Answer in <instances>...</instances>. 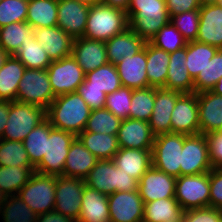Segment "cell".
<instances>
[{
  "label": "cell",
  "instance_id": "cell-1",
  "mask_svg": "<svg viewBox=\"0 0 222 222\" xmlns=\"http://www.w3.org/2000/svg\"><path fill=\"white\" fill-rule=\"evenodd\" d=\"M91 108L77 93L56 96L47 109V119L53 128L74 133L83 132Z\"/></svg>",
  "mask_w": 222,
  "mask_h": 222
},
{
  "label": "cell",
  "instance_id": "cell-2",
  "mask_svg": "<svg viewBox=\"0 0 222 222\" xmlns=\"http://www.w3.org/2000/svg\"><path fill=\"white\" fill-rule=\"evenodd\" d=\"M126 13L129 28L146 42L170 22L165 0H131Z\"/></svg>",
  "mask_w": 222,
  "mask_h": 222
},
{
  "label": "cell",
  "instance_id": "cell-3",
  "mask_svg": "<svg viewBox=\"0 0 222 222\" xmlns=\"http://www.w3.org/2000/svg\"><path fill=\"white\" fill-rule=\"evenodd\" d=\"M128 27L129 19L125 11L101 2L90 6L83 37L105 42Z\"/></svg>",
  "mask_w": 222,
  "mask_h": 222
},
{
  "label": "cell",
  "instance_id": "cell-4",
  "mask_svg": "<svg viewBox=\"0 0 222 222\" xmlns=\"http://www.w3.org/2000/svg\"><path fill=\"white\" fill-rule=\"evenodd\" d=\"M88 187L106 195L138 190V181L116 167L113 160H98L85 179Z\"/></svg>",
  "mask_w": 222,
  "mask_h": 222
},
{
  "label": "cell",
  "instance_id": "cell-5",
  "mask_svg": "<svg viewBox=\"0 0 222 222\" xmlns=\"http://www.w3.org/2000/svg\"><path fill=\"white\" fill-rule=\"evenodd\" d=\"M47 119V109L32 104L10 101L8 121L2 139L23 141L39 124Z\"/></svg>",
  "mask_w": 222,
  "mask_h": 222
},
{
  "label": "cell",
  "instance_id": "cell-6",
  "mask_svg": "<svg viewBox=\"0 0 222 222\" xmlns=\"http://www.w3.org/2000/svg\"><path fill=\"white\" fill-rule=\"evenodd\" d=\"M55 191L56 176L34 172L17 195L39 217L42 214L54 211Z\"/></svg>",
  "mask_w": 222,
  "mask_h": 222
},
{
  "label": "cell",
  "instance_id": "cell-7",
  "mask_svg": "<svg viewBox=\"0 0 222 222\" xmlns=\"http://www.w3.org/2000/svg\"><path fill=\"white\" fill-rule=\"evenodd\" d=\"M184 134L164 133L155 136L152 148V166L173 177L180 176Z\"/></svg>",
  "mask_w": 222,
  "mask_h": 222
},
{
  "label": "cell",
  "instance_id": "cell-8",
  "mask_svg": "<svg viewBox=\"0 0 222 222\" xmlns=\"http://www.w3.org/2000/svg\"><path fill=\"white\" fill-rule=\"evenodd\" d=\"M55 97L47 70L26 68L18 85L16 101L48 109Z\"/></svg>",
  "mask_w": 222,
  "mask_h": 222
},
{
  "label": "cell",
  "instance_id": "cell-9",
  "mask_svg": "<svg viewBox=\"0 0 222 222\" xmlns=\"http://www.w3.org/2000/svg\"><path fill=\"white\" fill-rule=\"evenodd\" d=\"M175 199L184 211L210 207L209 172L177 177Z\"/></svg>",
  "mask_w": 222,
  "mask_h": 222
},
{
  "label": "cell",
  "instance_id": "cell-10",
  "mask_svg": "<svg viewBox=\"0 0 222 222\" xmlns=\"http://www.w3.org/2000/svg\"><path fill=\"white\" fill-rule=\"evenodd\" d=\"M76 138L74 133L53 128L46 138V153L35 172L52 176H63L65 160L71 143Z\"/></svg>",
  "mask_w": 222,
  "mask_h": 222
},
{
  "label": "cell",
  "instance_id": "cell-11",
  "mask_svg": "<svg viewBox=\"0 0 222 222\" xmlns=\"http://www.w3.org/2000/svg\"><path fill=\"white\" fill-rule=\"evenodd\" d=\"M46 70L55 96L76 92L85 80V73L72 55L52 61Z\"/></svg>",
  "mask_w": 222,
  "mask_h": 222
},
{
  "label": "cell",
  "instance_id": "cell-12",
  "mask_svg": "<svg viewBox=\"0 0 222 222\" xmlns=\"http://www.w3.org/2000/svg\"><path fill=\"white\" fill-rule=\"evenodd\" d=\"M208 142L204 134L185 135L181 153L180 176L197 175L212 169Z\"/></svg>",
  "mask_w": 222,
  "mask_h": 222
},
{
  "label": "cell",
  "instance_id": "cell-13",
  "mask_svg": "<svg viewBox=\"0 0 222 222\" xmlns=\"http://www.w3.org/2000/svg\"><path fill=\"white\" fill-rule=\"evenodd\" d=\"M85 185L84 179L56 176L54 211L77 222Z\"/></svg>",
  "mask_w": 222,
  "mask_h": 222
},
{
  "label": "cell",
  "instance_id": "cell-14",
  "mask_svg": "<svg viewBox=\"0 0 222 222\" xmlns=\"http://www.w3.org/2000/svg\"><path fill=\"white\" fill-rule=\"evenodd\" d=\"M171 132L185 135L200 133L198 93H182L171 115Z\"/></svg>",
  "mask_w": 222,
  "mask_h": 222
},
{
  "label": "cell",
  "instance_id": "cell-15",
  "mask_svg": "<svg viewBox=\"0 0 222 222\" xmlns=\"http://www.w3.org/2000/svg\"><path fill=\"white\" fill-rule=\"evenodd\" d=\"M110 222H142L144 202L138 190L108 195Z\"/></svg>",
  "mask_w": 222,
  "mask_h": 222
},
{
  "label": "cell",
  "instance_id": "cell-16",
  "mask_svg": "<svg viewBox=\"0 0 222 222\" xmlns=\"http://www.w3.org/2000/svg\"><path fill=\"white\" fill-rule=\"evenodd\" d=\"M176 177L151 166L138 182V191L144 203L158 199L175 198Z\"/></svg>",
  "mask_w": 222,
  "mask_h": 222
},
{
  "label": "cell",
  "instance_id": "cell-17",
  "mask_svg": "<svg viewBox=\"0 0 222 222\" xmlns=\"http://www.w3.org/2000/svg\"><path fill=\"white\" fill-rule=\"evenodd\" d=\"M89 8L77 0H58L57 26L73 38L83 37Z\"/></svg>",
  "mask_w": 222,
  "mask_h": 222
},
{
  "label": "cell",
  "instance_id": "cell-18",
  "mask_svg": "<svg viewBox=\"0 0 222 222\" xmlns=\"http://www.w3.org/2000/svg\"><path fill=\"white\" fill-rule=\"evenodd\" d=\"M33 35L51 61L60 60L72 54L74 38L58 26L35 28Z\"/></svg>",
  "mask_w": 222,
  "mask_h": 222
},
{
  "label": "cell",
  "instance_id": "cell-19",
  "mask_svg": "<svg viewBox=\"0 0 222 222\" xmlns=\"http://www.w3.org/2000/svg\"><path fill=\"white\" fill-rule=\"evenodd\" d=\"M117 139L119 148L152 150L155 135L148 121L127 118L121 121Z\"/></svg>",
  "mask_w": 222,
  "mask_h": 222
},
{
  "label": "cell",
  "instance_id": "cell-20",
  "mask_svg": "<svg viewBox=\"0 0 222 222\" xmlns=\"http://www.w3.org/2000/svg\"><path fill=\"white\" fill-rule=\"evenodd\" d=\"M182 93L165 88L155 87L153 113L148 121L152 133L156 136L171 133V115L177 98Z\"/></svg>",
  "mask_w": 222,
  "mask_h": 222
},
{
  "label": "cell",
  "instance_id": "cell-21",
  "mask_svg": "<svg viewBox=\"0 0 222 222\" xmlns=\"http://www.w3.org/2000/svg\"><path fill=\"white\" fill-rule=\"evenodd\" d=\"M71 55L85 74L108 63L104 41L91 40L85 37L74 38Z\"/></svg>",
  "mask_w": 222,
  "mask_h": 222
},
{
  "label": "cell",
  "instance_id": "cell-22",
  "mask_svg": "<svg viewBox=\"0 0 222 222\" xmlns=\"http://www.w3.org/2000/svg\"><path fill=\"white\" fill-rule=\"evenodd\" d=\"M146 44L145 47L134 56L122 58L115 64L123 87L131 89H143L150 87L146 72Z\"/></svg>",
  "mask_w": 222,
  "mask_h": 222
},
{
  "label": "cell",
  "instance_id": "cell-23",
  "mask_svg": "<svg viewBox=\"0 0 222 222\" xmlns=\"http://www.w3.org/2000/svg\"><path fill=\"white\" fill-rule=\"evenodd\" d=\"M196 41L222 49V7L218 4L200 7Z\"/></svg>",
  "mask_w": 222,
  "mask_h": 222
},
{
  "label": "cell",
  "instance_id": "cell-24",
  "mask_svg": "<svg viewBox=\"0 0 222 222\" xmlns=\"http://www.w3.org/2000/svg\"><path fill=\"white\" fill-rule=\"evenodd\" d=\"M198 114L201 134L222 131V95L212 91L198 93Z\"/></svg>",
  "mask_w": 222,
  "mask_h": 222
},
{
  "label": "cell",
  "instance_id": "cell-25",
  "mask_svg": "<svg viewBox=\"0 0 222 222\" xmlns=\"http://www.w3.org/2000/svg\"><path fill=\"white\" fill-rule=\"evenodd\" d=\"M112 160L116 167L139 182L152 166V150L119 148Z\"/></svg>",
  "mask_w": 222,
  "mask_h": 222
},
{
  "label": "cell",
  "instance_id": "cell-26",
  "mask_svg": "<svg viewBox=\"0 0 222 222\" xmlns=\"http://www.w3.org/2000/svg\"><path fill=\"white\" fill-rule=\"evenodd\" d=\"M146 41L129 27L105 41L108 63H119L122 58L134 56L145 47Z\"/></svg>",
  "mask_w": 222,
  "mask_h": 222
},
{
  "label": "cell",
  "instance_id": "cell-27",
  "mask_svg": "<svg viewBox=\"0 0 222 222\" xmlns=\"http://www.w3.org/2000/svg\"><path fill=\"white\" fill-rule=\"evenodd\" d=\"M186 62V47L170 53L167 79L163 88L180 93H194V80L191 78Z\"/></svg>",
  "mask_w": 222,
  "mask_h": 222
},
{
  "label": "cell",
  "instance_id": "cell-28",
  "mask_svg": "<svg viewBox=\"0 0 222 222\" xmlns=\"http://www.w3.org/2000/svg\"><path fill=\"white\" fill-rule=\"evenodd\" d=\"M97 161L98 159L76 137L70 145L63 176L85 180Z\"/></svg>",
  "mask_w": 222,
  "mask_h": 222
},
{
  "label": "cell",
  "instance_id": "cell-29",
  "mask_svg": "<svg viewBox=\"0 0 222 222\" xmlns=\"http://www.w3.org/2000/svg\"><path fill=\"white\" fill-rule=\"evenodd\" d=\"M77 222H110L108 195L85 185Z\"/></svg>",
  "mask_w": 222,
  "mask_h": 222
},
{
  "label": "cell",
  "instance_id": "cell-30",
  "mask_svg": "<svg viewBox=\"0 0 222 222\" xmlns=\"http://www.w3.org/2000/svg\"><path fill=\"white\" fill-rule=\"evenodd\" d=\"M146 72L150 87L163 88L167 79L170 54L146 42Z\"/></svg>",
  "mask_w": 222,
  "mask_h": 222
},
{
  "label": "cell",
  "instance_id": "cell-31",
  "mask_svg": "<svg viewBox=\"0 0 222 222\" xmlns=\"http://www.w3.org/2000/svg\"><path fill=\"white\" fill-rule=\"evenodd\" d=\"M26 67L14 55H10L0 69L1 101H16L18 85Z\"/></svg>",
  "mask_w": 222,
  "mask_h": 222
},
{
  "label": "cell",
  "instance_id": "cell-32",
  "mask_svg": "<svg viewBox=\"0 0 222 222\" xmlns=\"http://www.w3.org/2000/svg\"><path fill=\"white\" fill-rule=\"evenodd\" d=\"M76 137L98 160H112L119 150L117 135L83 131Z\"/></svg>",
  "mask_w": 222,
  "mask_h": 222
},
{
  "label": "cell",
  "instance_id": "cell-33",
  "mask_svg": "<svg viewBox=\"0 0 222 222\" xmlns=\"http://www.w3.org/2000/svg\"><path fill=\"white\" fill-rule=\"evenodd\" d=\"M184 210L175 198L158 199L144 203L142 222H182Z\"/></svg>",
  "mask_w": 222,
  "mask_h": 222
},
{
  "label": "cell",
  "instance_id": "cell-34",
  "mask_svg": "<svg viewBox=\"0 0 222 222\" xmlns=\"http://www.w3.org/2000/svg\"><path fill=\"white\" fill-rule=\"evenodd\" d=\"M58 0H28L26 22L33 29L57 26Z\"/></svg>",
  "mask_w": 222,
  "mask_h": 222
},
{
  "label": "cell",
  "instance_id": "cell-35",
  "mask_svg": "<svg viewBox=\"0 0 222 222\" xmlns=\"http://www.w3.org/2000/svg\"><path fill=\"white\" fill-rule=\"evenodd\" d=\"M33 36V28L26 21L11 23L0 28V47L9 55H15L21 44Z\"/></svg>",
  "mask_w": 222,
  "mask_h": 222
},
{
  "label": "cell",
  "instance_id": "cell-36",
  "mask_svg": "<svg viewBox=\"0 0 222 222\" xmlns=\"http://www.w3.org/2000/svg\"><path fill=\"white\" fill-rule=\"evenodd\" d=\"M218 50V47L196 40L187 42L185 65L193 80L196 79L200 71H203Z\"/></svg>",
  "mask_w": 222,
  "mask_h": 222
},
{
  "label": "cell",
  "instance_id": "cell-37",
  "mask_svg": "<svg viewBox=\"0 0 222 222\" xmlns=\"http://www.w3.org/2000/svg\"><path fill=\"white\" fill-rule=\"evenodd\" d=\"M34 172V166H0V190L6 196L17 195Z\"/></svg>",
  "mask_w": 222,
  "mask_h": 222
},
{
  "label": "cell",
  "instance_id": "cell-38",
  "mask_svg": "<svg viewBox=\"0 0 222 222\" xmlns=\"http://www.w3.org/2000/svg\"><path fill=\"white\" fill-rule=\"evenodd\" d=\"M53 126L46 119L41 124L37 125L22 141L31 164L36 168L42 161L46 153V138L49 137Z\"/></svg>",
  "mask_w": 222,
  "mask_h": 222
},
{
  "label": "cell",
  "instance_id": "cell-39",
  "mask_svg": "<svg viewBox=\"0 0 222 222\" xmlns=\"http://www.w3.org/2000/svg\"><path fill=\"white\" fill-rule=\"evenodd\" d=\"M84 82L88 88L100 89L107 95L122 87L116 66L111 63L86 73Z\"/></svg>",
  "mask_w": 222,
  "mask_h": 222
},
{
  "label": "cell",
  "instance_id": "cell-40",
  "mask_svg": "<svg viewBox=\"0 0 222 222\" xmlns=\"http://www.w3.org/2000/svg\"><path fill=\"white\" fill-rule=\"evenodd\" d=\"M3 222H37L38 215L18 196H6L0 206Z\"/></svg>",
  "mask_w": 222,
  "mask_h": 222
},
{
  "label": "cell",
  "instance_id": "cell-41",
  "mask_svg": "<svg viewBox=\"0 0 222 222\" xmlns=\"http://www.w3.org/2000/svg\"><path fill=\"white\" fill-rule=\"evenodd\" d=\"M14 56L29 69L46 70L52 62L34 36L29 41L22 43Z\"/></svg>",
  "mask_w": 222,
  "mask_h": 222
},
{
  "label": "cell",
  "instance_id": "cell-42",
  "mask_svg": "<svg viewBox=\"0 0 222 222\" xmlns=\"http://www.w3.org/2000/svg\"><path fill=\"white\" fill-rule=\"evenodd\" d=\"M121 121L106 108L91 110L84 131L117 135Z\"/></svg>",
  "mask_w": 222,
  "mask_h": 222
},
{
  "label": "cell",
  "instance_id": "cell-43",
  "mask_svg": "<svg viewBox=\"0 0 222 222\" xmlns=\"http://www.w3.org/2000/svg\"><path fill=\"white\" fill-rule=\"evenodd\" d=\"M155 87L133 89L130 118L149 121L154 108Z\"/></svg>",
  "mask_w": 222,
  "mask_h": 222
},
{
  "label": "cell",
  "instance_id": "cell-44",
  "mask_svg": "<svg viewBox=\"0 0 222 222\" xmlns=\"http://www.w3.org/2000/svg\"><path fill=\"white\" fill-rule=\"evenodd\" d=\"M222 77V49L210 59L203 71H200L194 80V92L211 91L215 84Z\"/></svg>",
  "mask_w": 222,
  "mask_h": 222
},
{
  "label": "cell",
  "instance_id": "cell-45",
  "mask_svg": "<svg viewBox=\"0 0 222 222\" xmlns=\"http://www.w3.org/2000/svg\"><path fill=\"white\" fill-rule=\"evenodd\" d=\"M0 166H33L22 141L0 139Z\"/></svg>",
  "mask_w": 222,
  "mask_h": 222
},
{
  "label": "cell",
  "instance_id": "cell-46",
  "mask_svg": "<svg viewBox=\"0 0 222 222\" xmlns=\"http://www.w3.org/2000/svg\"><path fill=\"white\" fill-rule=\"evenodd\" d=\"M149 42L169 54L186 47L187 44V41L171 22L163 26Z\"/></svg>",
  "mask_w": 222,
  "mask_h": 222
},
{
  "label": "cell",
  "instance_id": "cell-47",
  "mask_svg": "<svg viewBox=\"0 0 222 222\" xmlns=\"http://www.w3.org/2000/svg\"><path fill=\"white\" fill-rule=\"evenodd\" d=\"M133 89L120 87L115 92L108 94L105 100V108L121 120L130 118V106Z\"/></svg>",
  "mask_w": 222,
  "mask_h": 222
},
{
  "label": "cell",
  "instance_id": "cell-48",
  "mask_svg": "<svg viewBox=\"0 0 222 222\" xmlns=\"http://www.w3.org/2000/svg\"><path fill=\"white\" fill-rule=\"evenodd\" d=\"M28 0L0 1V28L15 22L26 21Z\"/></svg>",
  "mask_w": 222,
  "mask_h": 222
},
{
  "label": "cell",
  "instance_id": "cell-49",
  "mask_svg": "<svg viewBox=\"0 0 222 222\" xmlns=\"http://www.w3.org/2000/svg\"><path fill=\"white\" fill-rule=\"evenodd\" d=\"M170 22L187 42L196 40L199 28V10L174 15L170 17Z\"/></svg>",
  "mask_w": 222,
  "mask_h": 222
},
{
  "label": "cell",
  "instance_id": "cell-50",
  "mask_svg": "<svg viewBox=\"0 0 222 222\" xmlns=\"http://www.w3.org/2000/svg\"><path fill=\"white\" fill-rule=\"evenodd\" d=\"M222 210L206 207L185 210L182 222H220Z\"/></svg>",
  "mask_w": 222,
  "mask_h": 222
},
{
  "label": "cell",
  "instance_id": "cell-51",
  "mask_svg": "<svg viewBox=\"0 0 222 222\" xmlns=\"http://www.w3.org/2000/svg\"><path fill=\"white\" fill-rule=\"evenodd\" d=\"M88 104L91 110L105 108L107 94L100 89L88 88V84L83 82L76 91Z\"/></svg>",
  "mask_w": 222,
  "mask_h": 222
},
{
  "label": "cell",
  "instance_id": "cell-52",
  "mask_svg": "<svg viewBox=\"0 0 222 222\" xmlns=\"http://www.w3.org/2000/svg\"><path fill=\"white\" fill-rule=\"evenodd\" d=\"M210 207L222 210V168L209 171Z\"/></svg>",
  "mask_w": 222,
  "mask_h": 222
},
{
  "label": "cell",
  "instance_id": "cell-53",
  "mask_svg": "<svg viewBox=\"0 0 222 222\" xmlns=\"http://www.w3.org/2000/svg\"><path fill=\"white\" fill-rule=\"evenodd\" d=\"M208 142L209 161L213 168H222V131L205 134Z\"/></svg>",
  "mask_w": 222,
  "mask_h": 222
},
{
  "label": "cell",
  "instance_id": "cell-54",
  "mask_svg": "<svg viewBox=\"0 0 222 222\" xmlns=\"http://www.w3.org/2000/svg\"><path fill=\"white\" fill-rule=\"evenodd\" d=\"M165 3L169 17L201 7L199 0H165Z\"/></svg>",
  "mask_w": 222,
  "mask_h": 222
},
{
  "label": "cell",
  "instance_id": "cell-55",
  "mask_svg": "<svg viewBox=\"0 0 222 222\" xmlns=\"http://www.w3.org/2000/svg\"><path fill=\"white\" fill-rule=\"evenodd\" d=\"M37 222H75L71 218L58 214L55 211L48 212L39 216Z\"/></svg>",
  "mask_w": 222,
  "mask_h": 222
},
{
  "label": "cell",
  "instance_id": "cell-56",
  "mask_svg": "<svg viewBox=\"0 0 222 222\" xmlns=\"http://www.w3.org/2000/svg\"><path fill=\"white\" fill-rule=\"evenodd\" d=\"M9 109L10 101H0V139L3 137L6 123L8 121Z\"/></svg>",
  "mask_w": 222,
  "mask_h": 222
},
{
  "label": "cell",
  "instance_id": "cell-57",
  "mask_svg": "<svg viewBox=\"0 0 222 222\" xmlns=\"http://www.w3.org/2000/svg\"><path fill=\"white\" fill-rule=\"evenodd\" d=\"M131 0H102V3L127 12Z\"/></svg>",
  "mask_w": 222,
  "mask_h": 222
},
{
  "label": "cell",
  "instance_id": "cell-58",
  "mask_svg": "<svg viewBox=\"0 0 222 222\" xmlns=\"http://www.w3.org/2000/svg\"><path fill=\"white\" fill-rule=\"evenodd\" d=\"M211 91L215 94L222 95V77L215 84Z\"/></svg>",
  "mask_w": 222,
  "mask_h": 222
},
{
  "label": "cell",
  "instance_id": "cell-59",
  "mask_svg": "<svg viewBox=\"0 0 222 222\" xmlns=\"http://www.w3.org/2000/svg\"><path fill=\"white\" fill-rule=\"evenodd\" d=\"M10 55L6 53L1 47H0V69L5 64L6 60L8 59Z\"/></svg>",
  "mask_w": 222,
  "mask_h": 222
},
{
  "label": "cell",
  "instance_id": "cell-60",
  "mask_svg": "<svg viewBox=\"0 0 222 222\" xmlns=\"http://www.w3.org/2000/svg\"><path fill=\"white\" fill-rule=\"evenodd\" d=\"M77 1H79L80 3L86 4L88 6H92V5L102 2V0H77Z\"/></svg>",
  "mask_w": 222,
  "mask_h": 222
},
{
  "label": "cell",
  "instance_id": "cell-61",
  "mask_svg": "<svg viewBox=\"0 0 222 222\" xmlns=\"http://www.w3.org/2000/svg\"><path fill=\"white\" fill-rule=\"evenodd\" d=\"M201 6L217 4L218 0H199Z\"/></svg>",
  "mask_w": 222,
  "mask_h": 222
},
{
  "label": "cell",
  "instance_id": "cell-62",
  "mask_svg": "<svg viewBox=\"0 0 222 222\" xmlns=\"http://www.w3.org/2000/svg\"><path fill=\"white\" fill-rule=\"evenodd\" d=\"M6 195L0 190V206L4 202Z\"/></svg>",
  "mask_w": 222,
  "mask_h": 222
},
{
  "label": "cell",
  "instance_id": "cell-63",
  "mask_svg": "<svg viewBox=\"0 0 222 222\" xmlns=\"http://www.w3.org/2000/svg\"><path fill=\"white\" fill-rule=\"evenodd\" d=\"M217 4L222 7V0H218Z\"/></svg>",
  "mask_w": 222,
  "mask_h": 222
}]
</instances>
